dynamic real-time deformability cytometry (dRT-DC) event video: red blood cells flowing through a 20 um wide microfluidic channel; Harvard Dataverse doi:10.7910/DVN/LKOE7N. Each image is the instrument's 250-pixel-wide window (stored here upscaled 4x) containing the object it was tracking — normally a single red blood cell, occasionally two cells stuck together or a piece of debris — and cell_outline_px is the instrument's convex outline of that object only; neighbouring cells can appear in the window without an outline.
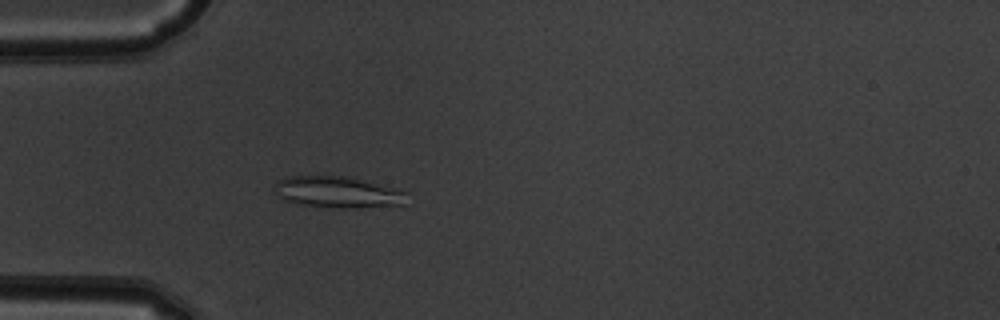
{"species": "common noctule bat (a hibernating species)", "species_latin": "Nyctalus noctula", "temperature_condition": "warm", "stored_images_in_passage": 52, "camera_frame_rate_fps": 3000, "um_per_image_px": 0.085, "animal": {"sex": "male", "body_mass_g": 19.5, "forearm_length_mm": 54.6}, "frame": {"image": 1, "passage_image": 16, "time_ms": 5.0, "image_size_px": [1000, 320], "cell_outline_px": [[408, 204], [356, 208], [340, 208], [300, 204], [284, 200], [272, 192], [272, 188], [276, 180], [284, 176], [324, 172], [348, 176], [408, 192]], "centroid_in_image_um": [28.61, 16.28], "position_along_channel_um": 56.4, "area_um2": 25.49}}
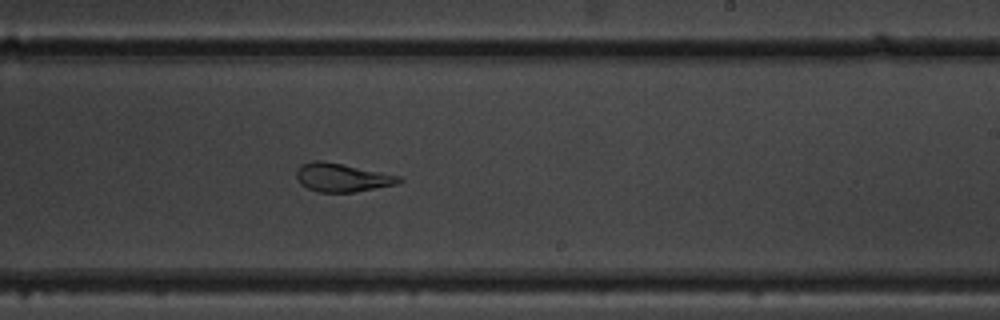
{"frame": {"image": 2, "passage_image": 32, "time_ms": 10.333, "image_size_px": [1000, 320], "cell_outline_px": [[404, 180], [396, 184], [356, 192], [320, 192], [308, 188], [300, 184], [296, 176], [296, 172], [300, 164], [312, 160], [324, 160], [344, 164], [400, 176]], "centroid_in_image_um": [29.05, 15.07], "position_along_channel_um": 260.0, "area_um2": 17.11}}
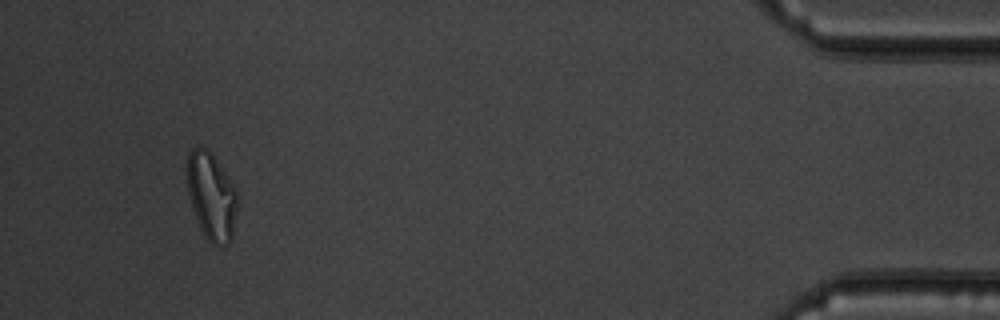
{"frame": {"image": 3, "passage_image": 49, "time_ms": 16.0, "image_size_px": [1000, 320], "cell_outline_px": [[236, 208], [232, 240], [228, 244], [212, 244], [208, 240], [200, 228], [192, 208], [188, 192], [188, 152], [192, 148], [204, 148], [216, 160], [236, 188]], "centroid_in_image_um": [17.97, 16.72], "position_along_channel_um": 417.2, "area_um2": 24.91}, "authors_computed_cell_mechanics": {"area_um2": 22.9466, "velocity_mm_per_s": 3.9524, "shape_relaxation_time_tau1_ms": null, "shape_relaxation_time_tau2_ms": 1.6384, "deformation_change_tau1": null, "deformation_change_tau2": 0.0893}}